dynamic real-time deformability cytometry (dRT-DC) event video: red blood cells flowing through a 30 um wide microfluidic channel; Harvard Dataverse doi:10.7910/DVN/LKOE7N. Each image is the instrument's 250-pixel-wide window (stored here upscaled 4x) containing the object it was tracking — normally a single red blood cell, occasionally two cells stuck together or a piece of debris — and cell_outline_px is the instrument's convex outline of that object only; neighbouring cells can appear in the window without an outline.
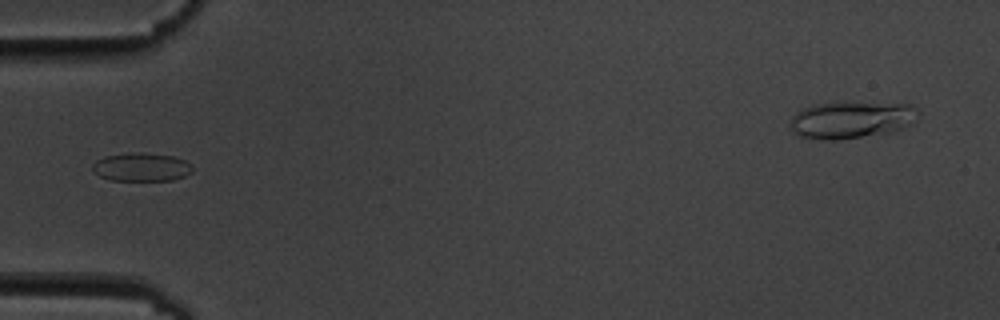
{"species": "common noctule bat (a hibernating species)", "species_latin": "Nyctalus noctula", "temperature_condition": "cold", "stored_images_in_passage": 5, "camera_frame_rate_fps": 3000, "um_per_image_px": 0.085, "animal": {"sex": "male", "body_mass_g": 19.5, "forearm_length_mm": 54.6}, "frame": {"image": 1, "passage_image": 5, "time_ms": 4.667, "image_size_px": [1000, 320], "cell_outline_px": [[192, 172], [184, 176], [172, 180], [108, 180], [92, 172], [92, 164], [96, 160], [104, 156], [128, 152], [144, 152], [172, 156], [184, 160], [192, 164]], "centroid_in_image_um": [11.98, 14.19], "position_along_channel_um": 73.0, "area_um2": 16.76}}